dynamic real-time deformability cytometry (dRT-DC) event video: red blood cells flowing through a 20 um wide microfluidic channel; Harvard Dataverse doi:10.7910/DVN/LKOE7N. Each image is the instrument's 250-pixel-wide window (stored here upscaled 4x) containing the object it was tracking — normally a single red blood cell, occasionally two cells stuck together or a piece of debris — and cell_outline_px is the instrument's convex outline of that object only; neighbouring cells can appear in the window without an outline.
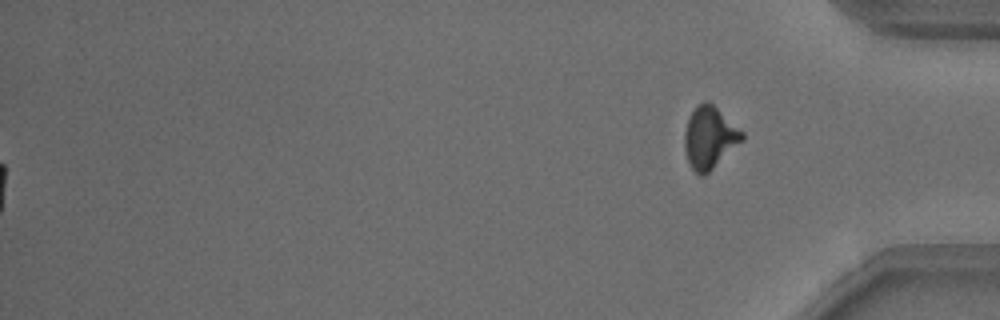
{"species": "common noctule bat (a hibernating species)", "species_latin": "Nyctalus noctula", "temperature_condition": "warm", "stored_images_in_passage": 53, "segment_of_instrument_passage": [2, 2], "camera_frame_rate_fps": 3000, "um_per_image_px": 0.085, "animal": {"sex": "male", "body_mass_g": 18.8}, "frame": {"image": 1, "passage_image": 53, "time_ms": 17.333, "image_size_px": [1000, 320], "cell_outline_px": [[744, 140], [704, 176], [700, 176], [688, 164], [684, 148], [684, 132], [688, 116], [704, 100], [708, 100], [744, 132]], "centroid_in_image_um": [60.3, 11.7], "position_along_channel_um": 374.9, "area_um2": 20.87}}